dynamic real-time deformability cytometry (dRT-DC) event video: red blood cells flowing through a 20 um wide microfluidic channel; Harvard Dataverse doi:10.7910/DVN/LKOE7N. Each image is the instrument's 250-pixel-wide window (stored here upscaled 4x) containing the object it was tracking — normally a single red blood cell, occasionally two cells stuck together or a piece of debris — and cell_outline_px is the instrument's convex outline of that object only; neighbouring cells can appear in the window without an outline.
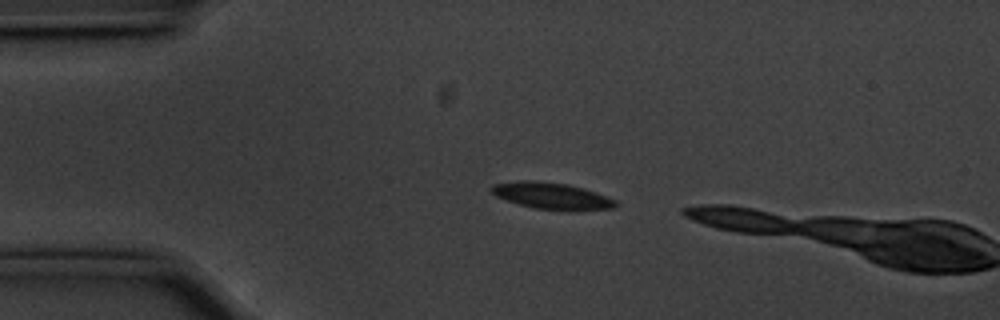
{"species": "common noctule bat (a hibernating species)", "species_latin": "Nyctalus noctula", "temperature_condition": "cold", "stored_images_in_passage": 2, "camera_frame_rate_fps": 3000, "um_per_image_px": 0.085, "animal": {"sex": "male", "body_mass_g": 20.1, "forearm_length_mm": 53.5}, "frame": {"image": 1, "passage_image": 1, "time_ms": 0.0, "image_size_px": [1000, 320], "cell_outline_px": [[620, 204], [612, 208], [536, 208], [520, 204], [496, 196], [488, 188], [492, 184], [524, 180], [532, 180], [568, 184], [596, 192], [616, 200]], "centroid_in_image_um": [46.84, 16.59], "position_along_channel_um": 38.2, "area_um2": 18.32}}